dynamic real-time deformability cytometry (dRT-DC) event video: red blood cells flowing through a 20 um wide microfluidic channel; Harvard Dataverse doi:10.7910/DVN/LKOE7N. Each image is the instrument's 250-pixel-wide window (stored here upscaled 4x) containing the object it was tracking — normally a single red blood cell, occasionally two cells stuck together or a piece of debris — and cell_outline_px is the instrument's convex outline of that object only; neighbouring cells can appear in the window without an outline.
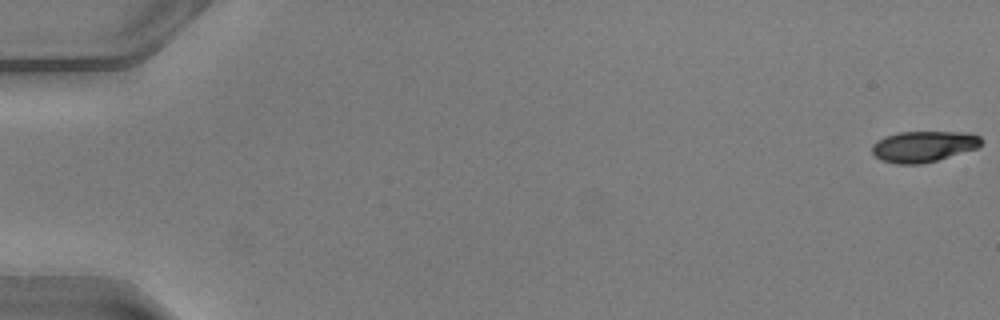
{"species": "common noctule bat (a hibernating species)", "species_latin": "Nyctalus noctula", "temperature_condition": "warm", "stored_images_in_passage": 51, "camera_frame_rate_fps": 3000, "um_per_image_px": 0.085, "animal": {"sex": "male", "body_mass_g": 20.5, "forearm_length_mm": 52.5}, "frame": {"image": 1, "passage_image": 1, "time_ms": 0.0, "image_size_px": [1000, 320], "cell_outline_px": [[984, 140], [980, 148], [936, 160], [920, 164], [896, 164], [880, 160], [872, 152], [872, 144], [884, 136], [900, 132], [972, 132], [980, 136]], "centroid_in_image_um": [78.55, 12.44], "position_along_channel_um": 6.5, "area_um2": 20.0}}
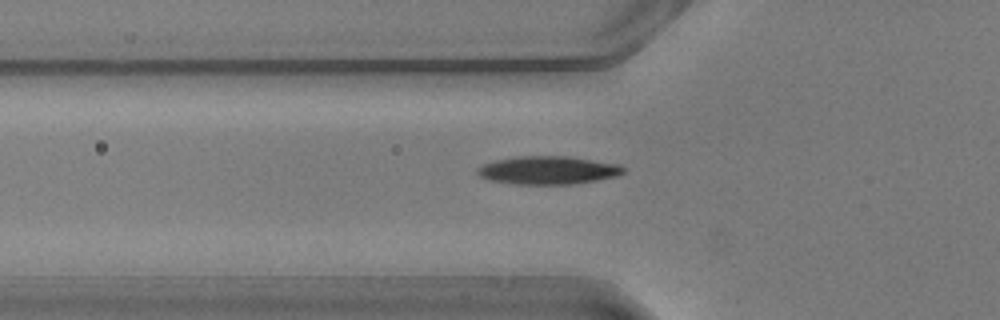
{"frame": {"image": 2, "passage_image": 19, "time_ms": 6.0, "image_size_px": [1000, 320], "cell_outline_px": [[624, 172], [620, 176], [572, 184], [520, 184], [492, 180], [480, 176], [476, 172], [476, 168], [484, 164], [496, 160], [516, 156], [568, 156], [620, 164], [624, 168]], "centroid_in_image_um": [46.62, 14.46], "position_along_channel_um": 79.2, "area_um2": 23.87}}
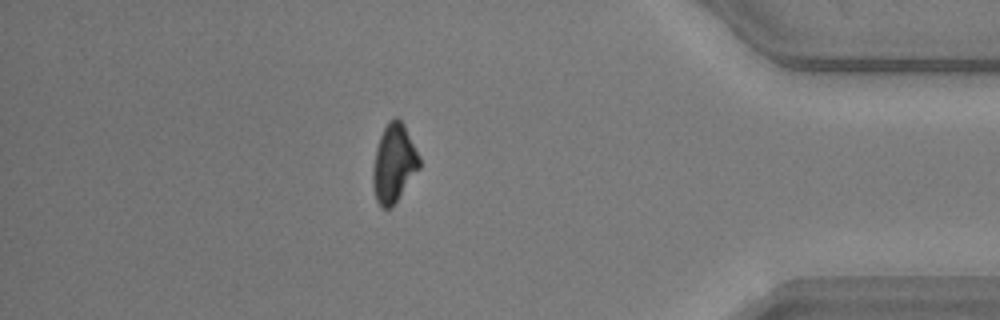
{"frame": {"image": 3, "passage_image": 45, "time_ms": 14.667, "image_size_px": [1000, 320], "cell_outline_px": [[420, 168], [392, 208], [380, 208], [376, 200], [372, 184], [372, 168], [376, 148], [380, 136], [388, 120], [396, 116], [404, 124], [420, 156]], "centroid_in_image_um": [33.47, 13.9], "position_along_channel_um": 401.7, "area_um2": 21.5}, "authors_computed_cell_mechanics": {"area_um2": 21.9062, "velocity_mm_per_s": 4.0857, "shape_relaxation_time_tau1_ms": 2.7814, "shape_relaxation_time_tau2_ms": null, "deformation_change_tau1": 0.1418, "deformation_change_tau2": null}}